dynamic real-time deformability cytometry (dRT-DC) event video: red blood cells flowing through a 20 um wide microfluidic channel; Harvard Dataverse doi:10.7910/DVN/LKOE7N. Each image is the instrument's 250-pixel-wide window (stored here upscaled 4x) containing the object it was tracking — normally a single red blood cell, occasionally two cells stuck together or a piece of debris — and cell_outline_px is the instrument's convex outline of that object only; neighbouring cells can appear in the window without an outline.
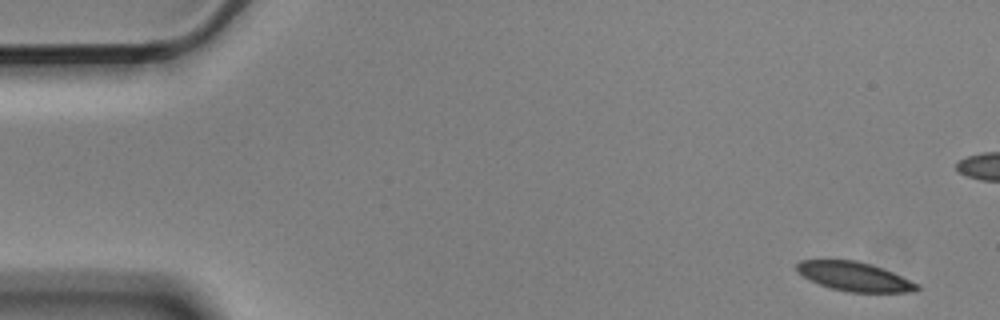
{"species": "Egyptian fruit bat (a non-hibernating species)", "species_latin": "Rousettus aegyptiacus", "temperature_condition": "cold", "stored_images_in_passage": 14, "camera_frame_rate_fps": 3000, "um_per_image_px": 0.085, "animal": {"sex": "male"}, "frame": {"image": 1, "passage_image": 1, "time_ms": 0.0, "image_size_px": [1000, 320], "cell_outline_px": [[920, 288], [916, 292], [848, 292], [832, 288], [820, 284], [796, 272], [796, 264], [800, 260], [856, 260], [872, 264], [892, 272], [920, 284]], "centroid_in_image_um": [72.66, 23.5], "position_along_channel_um": 12.3, "area_um2": 20.35}}
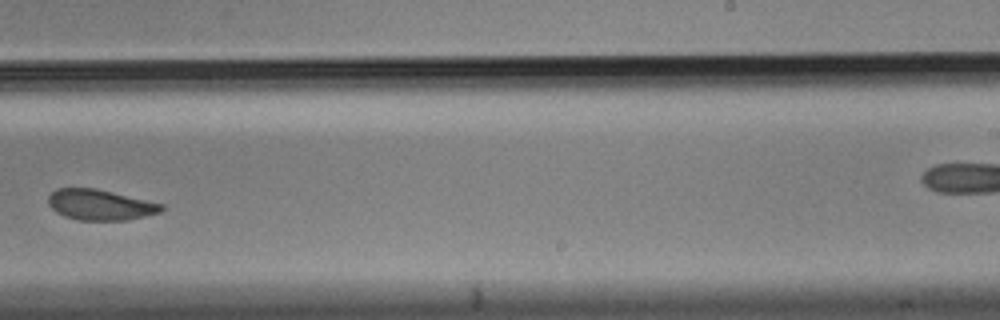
{"frame": {"image": 2, "passage_image": 9, "time_ms": 2.667, "image_size_px": [1000, 320], "cell_outline_px": [[164, 208], [160, 212], [128, 220], [80, 220], [64, 216], [56, 212], [48, 204], [48, 196], [56, 188], [96, 188], [164, 204]], "centroid_in_image_um": [8.5, 17.4], "position_along_channel_um": 280.5, "area_um2": 20.17}}
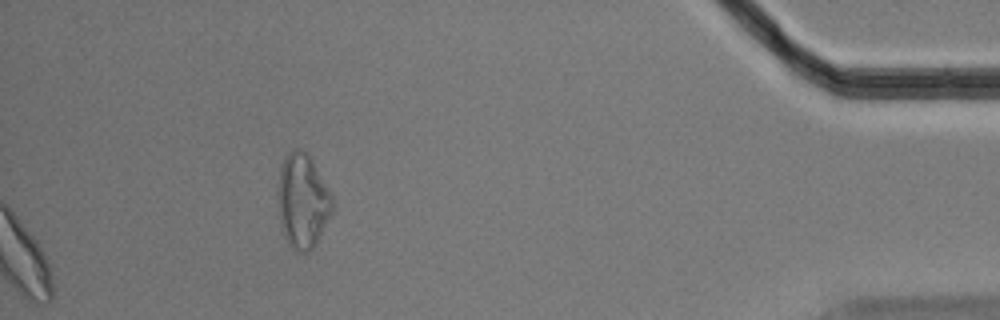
{"frame": {"image": 3, "passage_image": 14, "time_ms": 4.333, "image_size_px": [1000, 320], "cell_outline_px": [[332, 212], [316, 244], [308, 252], [296, 252], [288, 244], [284, 236], [280, 224], [276, 200], [276, 188], [280, 168], [288, 152], [292, 148], [300, 148], [308, 152], [332, 196]], "centroid_in_image_um": [25.68, 17.07], "position_along_channel_um": 409.5, "area_um2": 30.46}}